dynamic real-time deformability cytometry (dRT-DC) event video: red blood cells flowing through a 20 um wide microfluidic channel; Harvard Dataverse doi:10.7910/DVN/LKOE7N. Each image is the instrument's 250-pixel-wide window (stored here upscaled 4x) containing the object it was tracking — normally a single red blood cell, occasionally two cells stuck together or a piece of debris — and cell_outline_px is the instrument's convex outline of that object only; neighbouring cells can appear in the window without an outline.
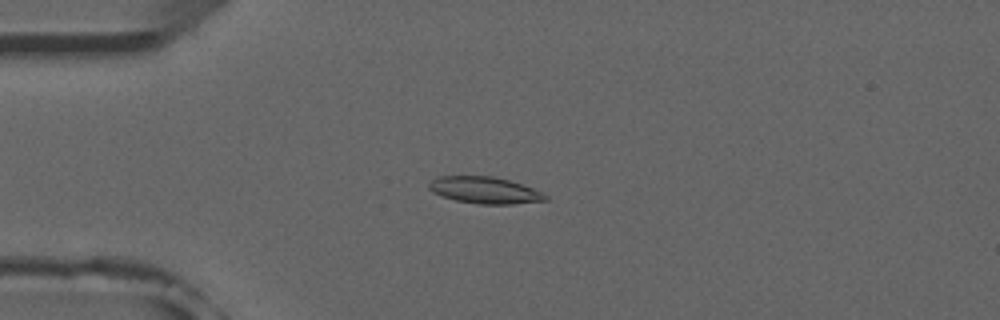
{"species": "common noctule bat (a hibernating species)", "species_latin": "Nyctalus noctula", "temperature_condition": "room temperature", "stored_images_in_passage": 50, "camera_frame_rate_fps": 3000, "um_per_image_px": 0.085, "animal": {"sex": "male", "forearm_length_mm": 52.5}, "frame": {"image": 1, "passage_image": 11, "time_ms": 3.333, "image_size_px": [1000, 320], "cell_outline_px": [[548, 200], [512, 204], [480, 204], [456, 200], [440, 196], [432, 192], [428, 188], [428, 184], [436, 176], [492, 176], [508, 180], [532, 188], [548, 196]], "centroid_in_image_um": [41.15, 16.17], "position_along_channel_um": 43.8, "area_um2": 18.03}}
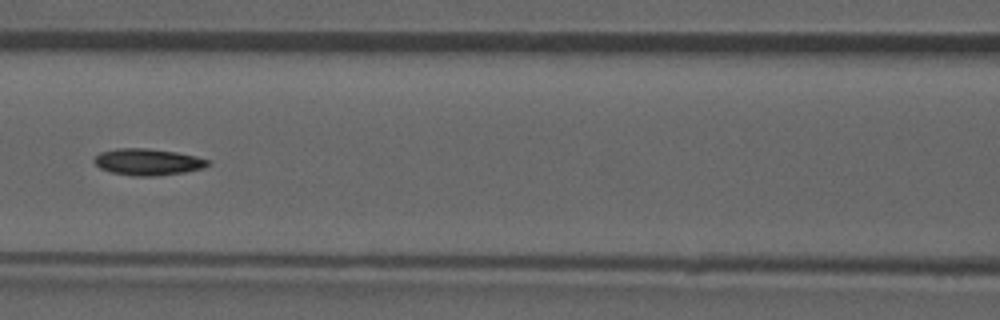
{"frame": {"image": 2, "passage_image": 21, "time_ms": 6.667, "image_size_px": [1000, 320], "cell_outline_px": [[212, 160], [204, 168], [184, 172], [156, 176], [132, 176], [112, 172], [100, 168], [92, 160], [100, 152], [116, 148], [148, 148], [176, 152], [196, 156]], "centroid_in_image_um": [12.57, 13.76], "position_along_channel_um": 154.0, "area_um2": 17.69}}
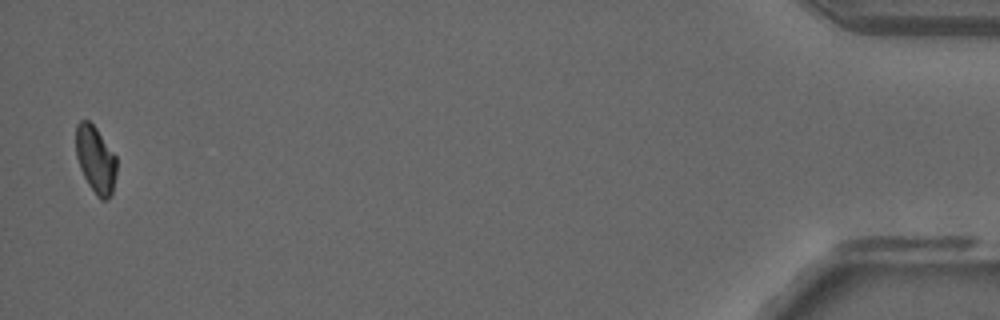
{"frame": {"image": 3, "passage_image": 49, "time_ms": 16.0, "image_size_px": [1000, 320], "cell_outline_px": [[116, 172], [112, 192], [108, 200], [100, 200], [96, 196], [88, 184], [80, 168], [76, 156], [76, 124], [80, 120], [88, 120], [96, 128], [116, 156]], "centroid_in_image_um": [8.12, 13.57], "position_along_channel_um": 427.1, "area_um2": 15.9}}